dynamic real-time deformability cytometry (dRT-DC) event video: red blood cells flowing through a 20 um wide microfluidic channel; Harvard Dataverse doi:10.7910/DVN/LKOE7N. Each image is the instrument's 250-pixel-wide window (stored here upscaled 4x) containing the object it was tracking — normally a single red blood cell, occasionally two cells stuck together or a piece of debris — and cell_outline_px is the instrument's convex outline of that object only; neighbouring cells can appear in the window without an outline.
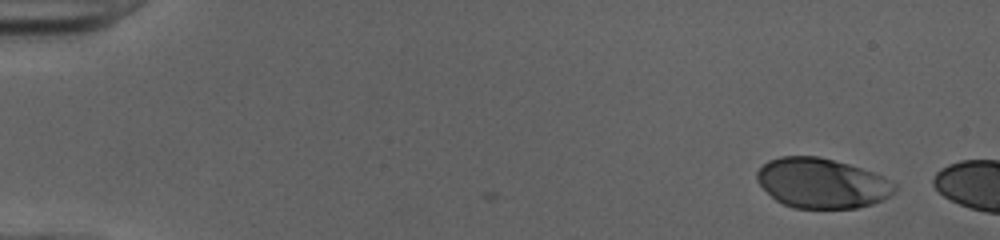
{"species": "human", "species_latin": "Homo sapiens", "temperature_condition": "cold", "stored_images_in_passage": 5, "camera_frame_rate_fps": 3000, "um_per_image_px": 0.085, "donor": {"sex": "female"}, "frame": {"image": 1, "passage_image": 1, "time_ms": 0.0, "image_size_px": [1000, 240], "cell_outline_px": [[896, 192], [884, 200], [872, 204], [856, 208], [792, 208], [776, 200], [756, 180], [756, 172], [768, 160], [780, 156], [816, 156], [848, 164], [884, 176], [896, 184]], "centroid_in_image_um": [69.88, 15.57], "position_along_channel_um": 15.1, "area_um2": 40.06}}